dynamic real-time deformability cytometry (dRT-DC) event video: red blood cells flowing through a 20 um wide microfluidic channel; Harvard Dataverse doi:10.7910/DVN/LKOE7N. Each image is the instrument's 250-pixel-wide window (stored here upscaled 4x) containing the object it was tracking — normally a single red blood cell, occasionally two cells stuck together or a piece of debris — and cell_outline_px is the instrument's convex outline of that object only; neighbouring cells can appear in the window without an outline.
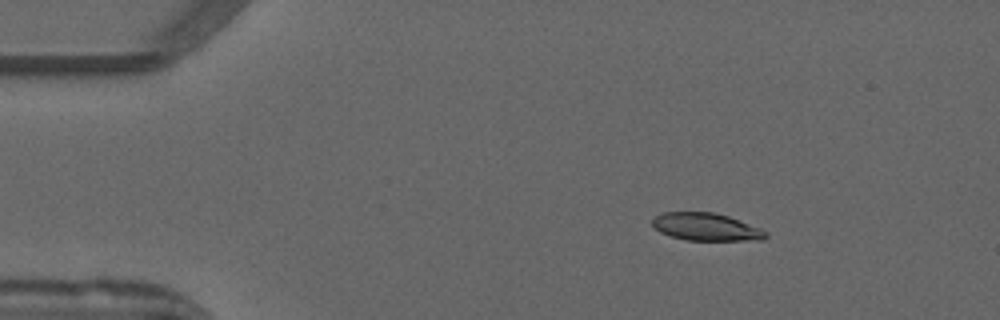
{"species": "common noctule bat (a hibernating species)", "species_latin": "Nyctalus noctula", "temperature_condition": "warm", "stored_images_in_passage": 52, "camera_frame_rate_fps": 3000, "um_per_image_px": 0.085, "animal": {"sex": "male", "forearm_length_mm": 52.5}, "frame": {"image": 1, "passage_image": 8, "time_ms": 2.333, "image_size_px": [1000, 320], "cell_outline_px": [[768, 236], [764, 240], [688, 240], [672, 236], [660, 232], [652, 228], [652, 220], [656, 216], [664, 212], [712, 212], [728, 216], [760, 228], [768, 232]], "centroid_in_image_um": [60.02, 19.29], "position_along_channel_um": 25.0, "area_um2": 18.21}}
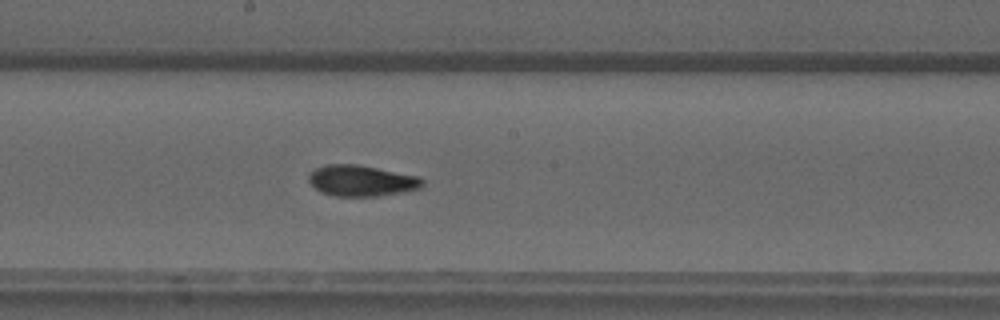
{"frame": {"image": 2, "passage_image": 28, "time_ms": 9.0, "image_size_px": [1000, 320], "cell_outline_px": [[424, 184], [420, 188], [380, 196], [332, 196], [320, 192], [308, 180], [308, 172], [324, 164], [356, 164], [420, 176], [424, 180]], "centroid_in_image_um": [30.7, 15.35], "position_along_channel_um": 217.5, "area_um2": 20.69}}
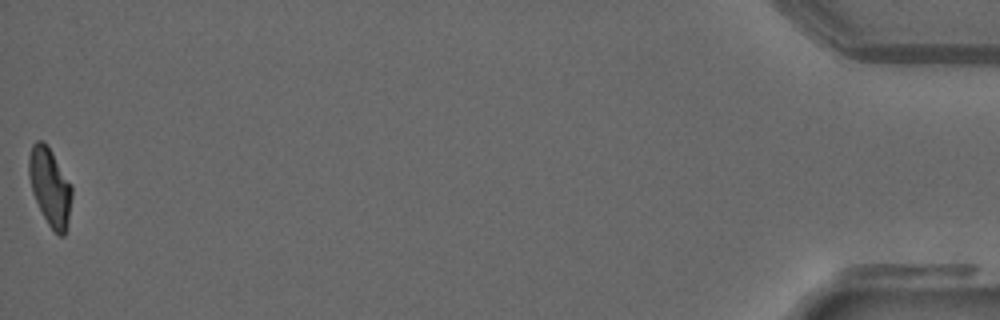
{"frame": {"image": 3, "passage_image": 52, "time_ms": 17.0, "image_size_px": [1000, 320], "cell_outline_px": [[72, 196], [68, 220], [64, 236], [60, 236], [48, 224], [32, 192], [28, 176], [28, 156], [32, 144], [36, 140], [44, 140], [48, 144], [72, 184]], "centroid_in_image_um": [4.24, 15.8], "position_along_channel_um": 431.0, "area_um2": 19.65}, "authors_computed_cell_mechanics": {"area_um2": 19.5942, "velocity_mm_per_s": 3.9474, "shape_relaxation_time_tau1_ms": null, "shape_relaxation_time_tau2_ms": 1.7804, "deformation_change_tau1": null, "deformation_change_tau2": 0.0858}}